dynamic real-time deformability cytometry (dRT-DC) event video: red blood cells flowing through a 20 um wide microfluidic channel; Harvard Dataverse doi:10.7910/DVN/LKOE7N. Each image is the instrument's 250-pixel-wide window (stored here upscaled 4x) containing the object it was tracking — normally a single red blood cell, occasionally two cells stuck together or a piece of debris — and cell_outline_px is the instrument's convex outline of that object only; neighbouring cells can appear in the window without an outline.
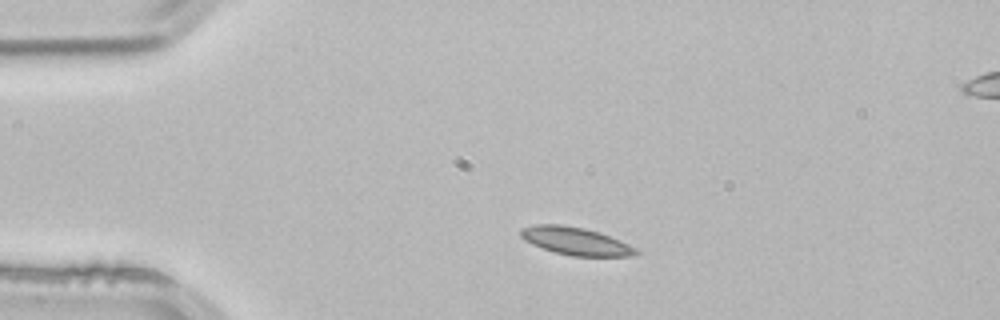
{"species": "common noctule bat (a hibernating species)", "species_latin": "Nyctalus noctula", "temperature_condition": "room temperature", "stored_images_in_passage": 2, "camera_frame_rate_fps": 3000, "um_per_image_px": 0.085, "animal": {"sex": "male", "body_mass_g": 21.5, "forearm_length_mm": 52.0}, "frame": {"image": 1, "passage_image": 1, "time_ms": 0.0, "image_size_px": [1000, 320], "cell_outline_px": [[640, 252], [636, 256], [572, 256], [556, 252], [532, 244], [524, 240], [520, 236], [520, 228], [532, 224], [560, 224], [584, 228], [600, 232], [628, 244], [636, 248]], "centroid_in_image_um": [48.92, 20.48], "position_along_channel_um": 36.1, "area_um2": 18.67}}